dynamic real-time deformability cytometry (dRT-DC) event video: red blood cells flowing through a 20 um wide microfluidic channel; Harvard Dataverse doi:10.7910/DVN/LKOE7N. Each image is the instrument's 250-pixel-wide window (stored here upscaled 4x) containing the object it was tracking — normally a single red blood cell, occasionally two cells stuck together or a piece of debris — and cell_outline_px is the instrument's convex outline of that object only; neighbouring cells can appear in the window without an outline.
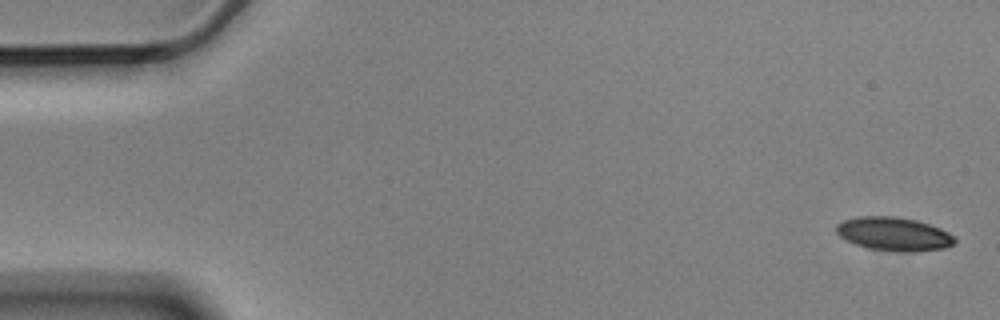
{"species": "Egyptian fruit bat (a non-hibernating species)", "species_latin": "Rousettus aegyptiacus", "temperature_condition": "cold", "stored_images_in_passage": 5, "camera_frame_rate_fps": 3000, "um_per_image_px": 0.085, "animal": {"sex": "male"}, "frame": {"image": 1, "passage_image": 1, "time_ms": 0.0, "image_size_px": [1000, 320], "cell_outline_px": [[956, 244], [944, 248], [916, 252], [892, 252], [868, 248], [856, 244], [840, 236], [836, 232], [836, 224], [844, 220], [860, 216], [896, 216], [916, 220], [940, 228], [956, 236]], "centroid_in_image_um": [76.02, 19.9], "position_along_channel_um": 9.0, "area_um2": 23.41}}
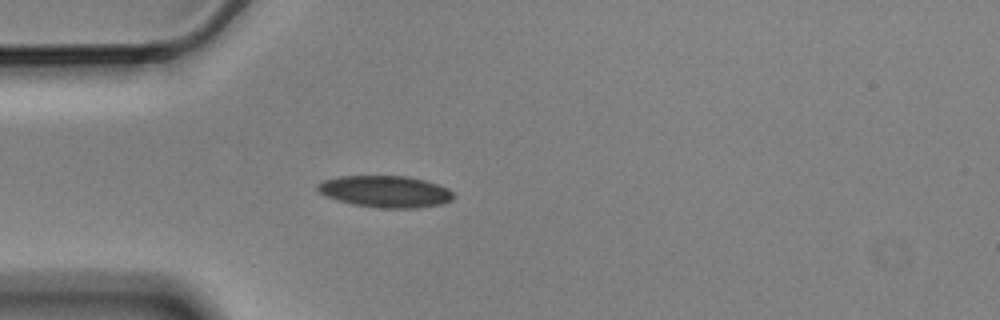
{"frame": {"image": 2, "passage_image": 5, "time_ms": 1.333, "image_size_px": [1000, 320], "cell_outline_px": [[456, 196], [452, 200], [440, 204], [416, 208], [380, 208], [352, 204], [336, 200], [320, 192], [316, 188], [316, 184], [324, 180], [340, 176], [408, 176], [424, 180], [448, 188]], "centroid_in_image_um": [32.76, 16.28], "position_along_channel_um": 52.2, "area_um2": 25.09}}